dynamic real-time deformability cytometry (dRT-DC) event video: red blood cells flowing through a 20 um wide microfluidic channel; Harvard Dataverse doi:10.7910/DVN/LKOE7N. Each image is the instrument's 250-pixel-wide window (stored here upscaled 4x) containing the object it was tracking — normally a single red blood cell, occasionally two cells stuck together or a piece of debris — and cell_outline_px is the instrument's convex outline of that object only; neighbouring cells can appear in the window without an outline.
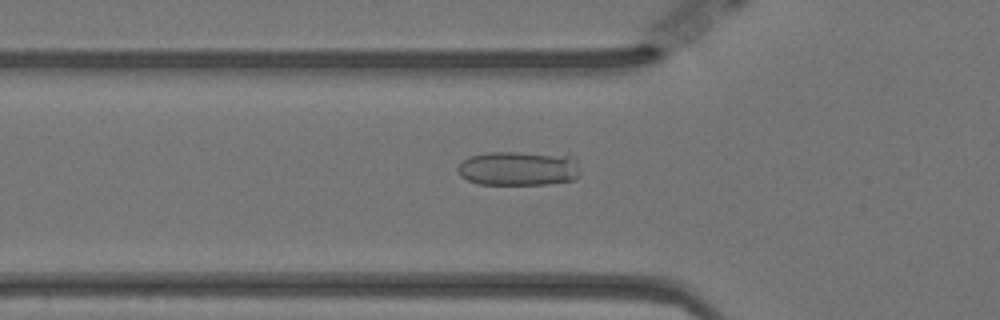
{"species": "Egyptian fruit bat (a non-hibernating species)", "species_latin": "Rousettus aegyptiacus", "temperature_condition": "warm", "stored_images_in_passage": 57, "camera_frame_rate_fps": 3000, "um_per_image_px": 0.085, "animal": {"sex": "female"}, "frame": {"image": 1, "passage_image": 19, "time_ms": 6.0, "image_size_px": [1000, 320], "cell_outline_px": [[580, 172], [576, 180], [548, 184], [480, 184], [468, 180], [460, 176], [456, 168], [468, 156], [488, 152], [568, 152], [576, 156], [580, 168]], "centroid_in_image_um": [44.2, 14.28], "position_along_channel_um": 81.6, "area_um2": 25.61}}
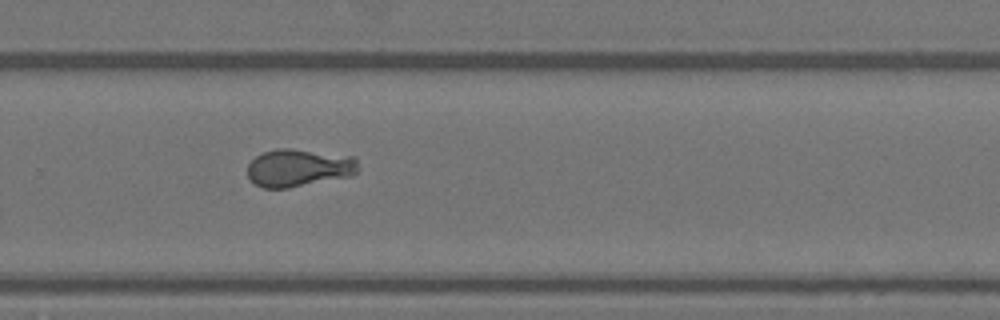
{"frame": {"image": 2, "passage_image": 38, "time_ms": 12.333, "image_size_px": [1000, 320], "cell_outline_px": [[360, 168], [352, 176], [288, 188], [264, 188], [256, 184], [248, 176], [248, 164], [256, 156], [264, 152], [276, 148], [292, 148], [356, 156]], "centroid_in_image_um": [25.45, 14.25], "position_along_channel_um": 304.4, "area_um2": 24.62}}
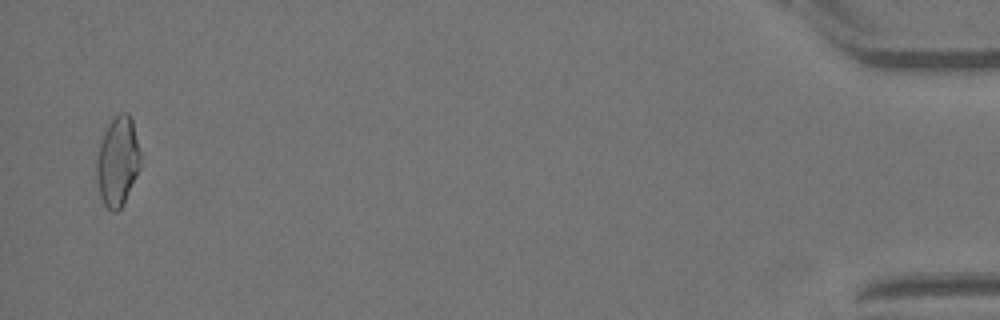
{"frame": {"image": 3, "passage_image": 56, "time_ms": 18.333, "image_size_px": [1000, 320], "cell_outline_px": [[140, 168], [120, 208], [116, 212], [112, 212], [104, 204], [100, 196], [96, 176], [96, 160], [100, 144], [104, 132], [108, 124], [120, 112], [128, 112], [132, 120], [140, 148]], "centroid_in_image_um": [10.0, 13.7], "position_along_channel_um": 425.2, "area_um2": 22.66}, "authors_computed_cell_mechanics": {"area_um2": 24.3338, "velocity_mm_per_s": 3.5228, "shape_relaxation_time_tau1_ms": null, "shape_relaxation_time_tau2_ms": 3.9134, "deformation_change_tau1": null, "deformation_change_tau2": 0.0587}}